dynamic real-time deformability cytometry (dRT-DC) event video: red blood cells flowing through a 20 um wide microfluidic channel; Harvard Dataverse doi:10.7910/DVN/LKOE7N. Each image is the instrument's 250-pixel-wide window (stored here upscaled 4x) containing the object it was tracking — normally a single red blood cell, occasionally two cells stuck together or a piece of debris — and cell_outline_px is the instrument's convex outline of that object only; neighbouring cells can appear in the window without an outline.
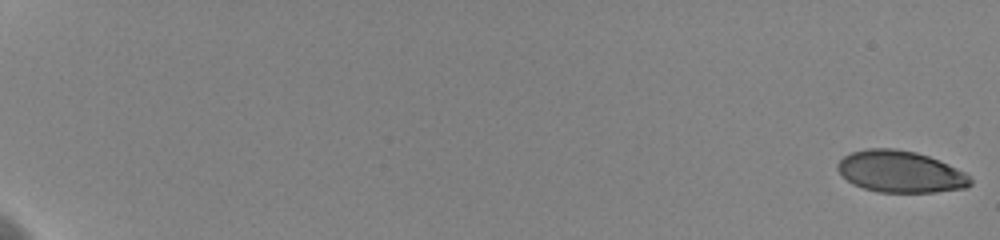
{"species": "human", "species_latin": "Homo sapiens", "temperature_condition": "cold", "stored_images_in_passage": 60, "camera_frame_rate_fps": 3000, "um_per_image_px": 0.085, "donor": {"sex": "female"}, "frame": {"image": 1, "passage_image": 1, "time_ms": 0.0, "image_size_px": [1000, 240], "cell_outline_px": [[972, 184], [964, 188], [936, 192], [880, 192], [864, 188], [852, 184], [836, 168], [836, 164], [844, 156], [852, 152], [868, 148], [892, 148], [916, 152], [928, 156], [964, 172], [972, 180]], "centroid_in_image_um": [76.51, 14.59], "position_along_channel_um": 8.5, "area_um2": 31.96}}
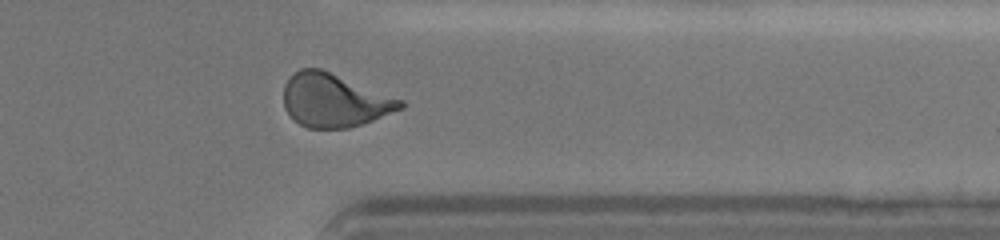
{"frame": {"image": 2, "passage_image": 51, "time_ms": 16.667, "image_size_px": [1000, 240], "cell_outline_px": [[404, 108], [372, 120], [348, 128], [308, 128], [300, 124], [284, 108], [284, 84], [300, 68], [320, 68], [404, 100]], "centroid_in_image_um": [28.43, 8.53], "position_along_channel_um": 383.0, "area_um2": 35.95}}
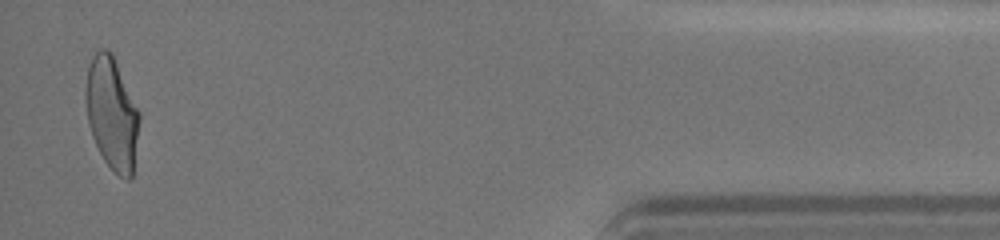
{"frame": {"image": 3, "passage_image": 59, "time_ms": 19.333, "image_size_px": [1000, 240], "cell_outline_px": [[140, 120], [132, 176], [128, 180], [120, 176], [104, 160], [92, 136], [88, 124], [88, 68], [92, 56], [100, 48], [104, 48], [112, 52], [140, 112]], "centroid_in_image_um": [9.56, 9.64], "position_along_channel_um": 425.6, "area_um2": 34.33}, "authors_computed_cell_mechanics": {"area_um2": 35.3736, "velocity_mm_per_s": 3.5939, "shape_relaxation_time_tau1_ms": 4.4097, "shape_relaxation_time_tau2_ms": null, "deformation_change_tau1": 0.167, "deformation_change_tau2": null}}